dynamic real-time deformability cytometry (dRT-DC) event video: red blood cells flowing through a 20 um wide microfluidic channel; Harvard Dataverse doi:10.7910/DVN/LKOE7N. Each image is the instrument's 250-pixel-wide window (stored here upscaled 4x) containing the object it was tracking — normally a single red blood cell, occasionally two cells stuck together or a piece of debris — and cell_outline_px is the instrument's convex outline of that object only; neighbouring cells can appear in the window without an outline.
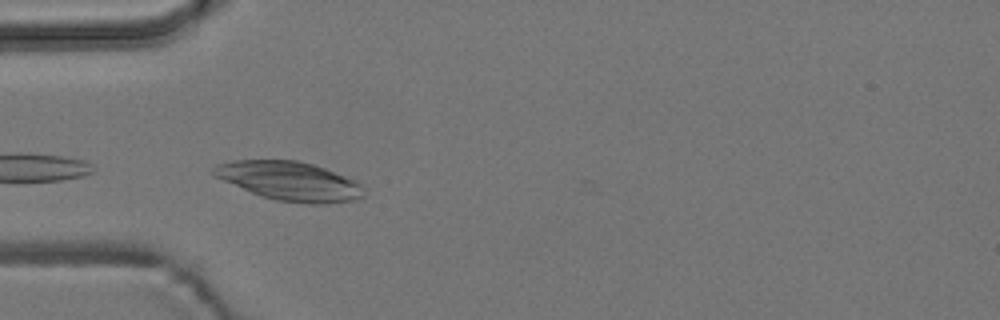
{"species": "common noctule bat (a hibernating species)", "species_latin": "Nyctalus noctula", "temperature_condition": "room temperature", "stored_images_in_passage": 30, "camera_frame_rate_fps": 3000, "um_per_image_px": 0.085, "animal": {"sex": "male", "body_mass_g": 19.2, "forearm_length_mm": 51.8}, "frame": {"image": 1, "passage_image": 1, "time_ms": 0.0, "image_size_px": [1000, 320], "cell_outline_px": [[364, 196], [356, 200], [328, 204], [308, 204], [276, 200], [252, 192], [212, 176], [212, 168], [216, 164], [232, 160], [296, 160], [312, 164], [324, 168], [356, 180], [360, 184]], "centroid_in_image_um": [24.61, 15.39], "position_along_channel_um": 60.4, "area_um2": 34.04}, "authors_computed_cell_mechanics": {"area_um2": 19.4786, "velocity_mm_per_s": 3.7014, "shape_relaxation_time_tau1_ms": 4.2285, "shape_relaxation_time_tau2_ms": 5.2485, "deformation_change_tau1": 0.0752, "deformation_change_tau2": 0.0887}}